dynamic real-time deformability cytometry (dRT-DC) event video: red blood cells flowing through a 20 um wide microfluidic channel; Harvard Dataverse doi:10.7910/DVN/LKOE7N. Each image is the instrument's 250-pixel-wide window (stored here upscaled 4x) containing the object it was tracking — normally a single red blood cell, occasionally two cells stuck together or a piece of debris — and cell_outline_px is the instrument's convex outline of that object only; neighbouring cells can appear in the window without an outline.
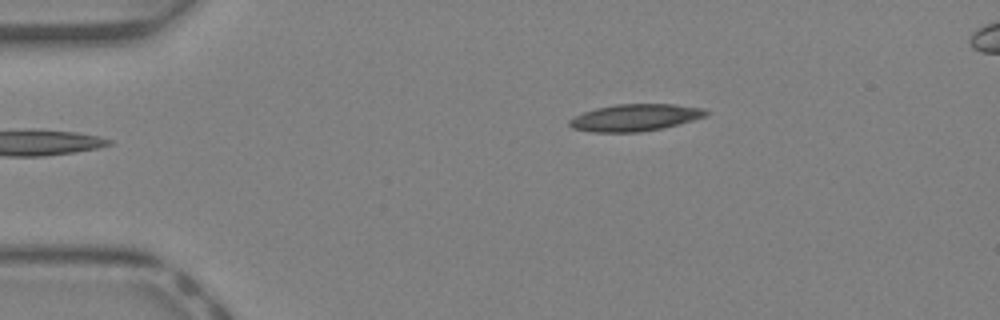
{"species": "Egyptian fruit bat (a non-hibernating species)", "species_latin": "Rousettus aegyptiacus", "temperature_condition": "warm", "stored_images_in_passage": 34, "camera_frame_rate_fps": 3000, "um_per_image_px": 0.085, "animal": {"sex": "female"}, "frame": {"image": 1, "passage_image": 1, "time_ms": 0.0, "image_size_px": [1000, 320], "cell_outline_px": [[708, 112], [704, 116], [692, 120], [660, 128], [640, 132], [588, 132], [572, 128], [568, 124], [568, 120], [572, 116], [596, 108], [616, 104], [676, 104], [704, 108]], "centroid_in_image_um": [53.91, 9.99], "position_along_channel_um": 31.1, "area_um2": 21.39}}
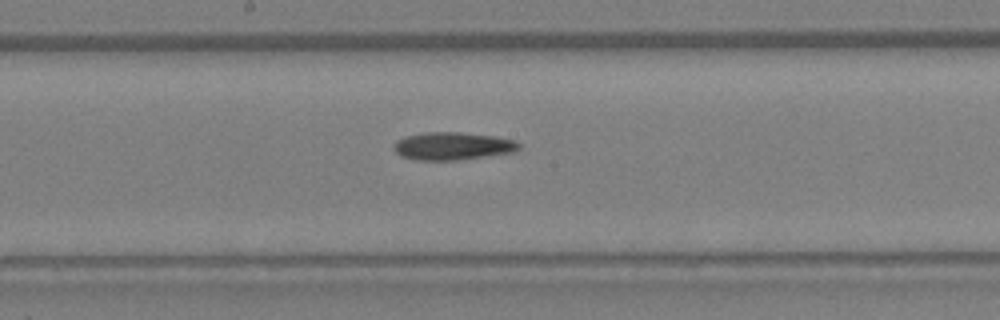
{"frame": {"image": 2, "passage_image": 15, "time_ms": 4.667, "image_size_px": [1000, 320], "cell_outline_px": [[520, 148], [512, 152], [456, 160], [416, 160], [400, 156], [392, 148], [396, 140], [404, 136], [424, 132], [456, 132], [496, 136], [516, 140], [520, 144]], "centroid_in_image_um": [38.43, 12.4], "position_along_channel_um": 209.8, "area_um2": 20.29}}
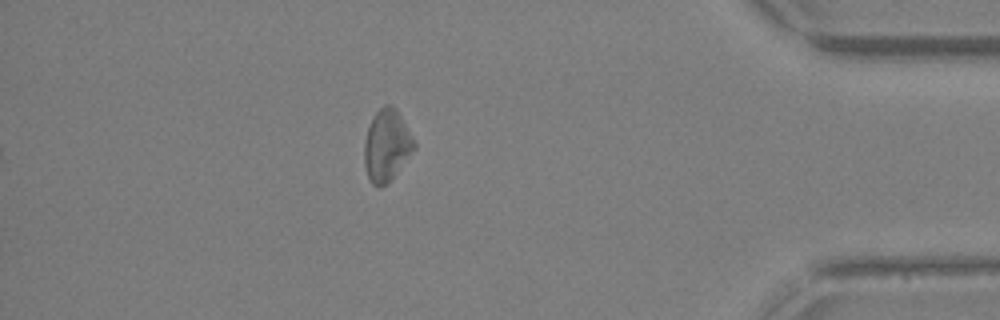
{"frame": {"image": 3, "passage_image": 29, "time_ms": 9.333, "image_size_px": [1000, 320], "cell_outline_px": [[416, 148], [392, 176], [380, 188], [372, 184], [368, 176], [364, 164], [364, 144], [368, 128], [372, 116], [384, 104], [392, 104], [396, 108], [412, 136], [416, 144]], "centroid_in_image_um": [32.85, 12.32], "position_along_channel_um": 402.3, "area_um2": 20.52}}